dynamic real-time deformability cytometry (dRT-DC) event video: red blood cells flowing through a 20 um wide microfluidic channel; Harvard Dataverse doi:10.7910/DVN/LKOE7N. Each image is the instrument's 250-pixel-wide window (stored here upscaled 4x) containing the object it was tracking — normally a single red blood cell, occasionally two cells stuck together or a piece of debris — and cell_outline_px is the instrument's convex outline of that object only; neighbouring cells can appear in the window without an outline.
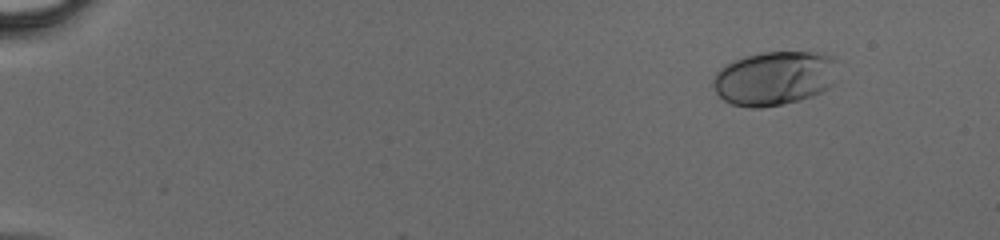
{"species": "human", "species_latin": "Homo sapiens", "temperature_condition": "cold", "stored_images_in_passage": 44, "camera_frame_rate_fps": 3000, "um_per_image_px": 0.085, "donor": {"sex": "male"}, "frame": {"image": 1, "passage_image": 2, "time_ms": 0.333, "image_size_px": [1000, 240], "cell_outline_px": [[840, 60], [836, 84], [812, 96], [784, 104], [760, 108], [748, 108], [732, 104], [724, 100], [716, 92], [712, 84], [712, 80], [716, 72], [724, 64], [744, 56], [764, 52], [824, 52]], "centroid_in_image_um": [65.89, 6.63], "position_along_channel_um": 19.1, "area_um2": 40.29}}
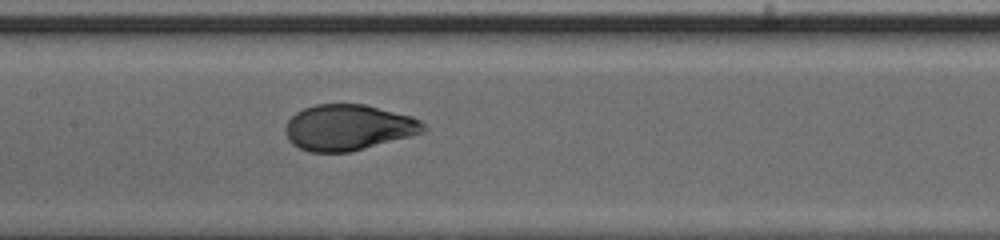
{"frame": {"image": 2, "passage_image": 22, "time_ms": 7.0, "image_size_px": [1000, 240], "cell_outline_px": [[428, 128], [424, 132], [364, 148], [348, 152], [308, 152], [292, 144], [288, 140], [284, 132], [284, 128], [288, 120], [296, 112], [304, 108], [316, 104], [364, 104], [412, 116], [420, 120]], "centroid_in_image_um": [29.58, 10.83], "position_along_channel_um": 177.8, "area_um2": 36.82}}
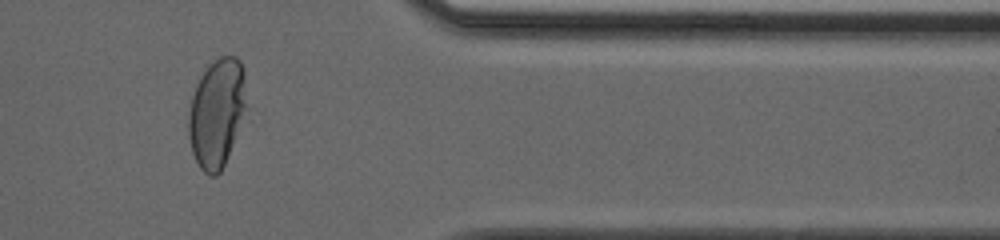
{"frame": {"image": 3, "passage_image": 37, "time_ms": 12.0, "image_size_px": [1000, 240], "cell_outline_px": [[248, 120], [220, 172], [216, 176], [208, 176], [200, 168], [192, 152], [188, 136], [188, 112], [192, 96], [196, 84], [200, 76], [208, 64], [220, 56], [236, 56], [240, 60], [244, 68], [248, 108]], "centroid_in_image_um": [18.5, 9.61], "position_along_channel_um": 392.9, "area_um2": 38.38}}